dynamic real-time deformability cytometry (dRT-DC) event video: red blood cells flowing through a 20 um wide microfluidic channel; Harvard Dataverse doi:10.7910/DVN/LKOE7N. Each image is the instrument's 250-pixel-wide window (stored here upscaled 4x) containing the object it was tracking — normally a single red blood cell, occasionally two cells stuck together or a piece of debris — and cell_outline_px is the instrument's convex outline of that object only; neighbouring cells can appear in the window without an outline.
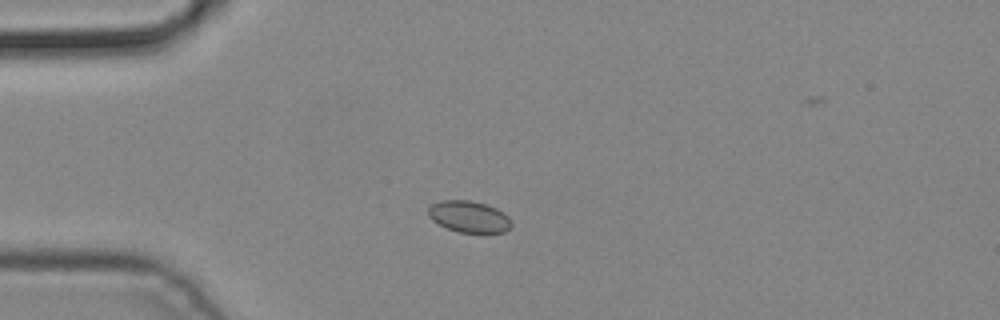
{"species": "common noctule bat (a hibernating species)", "species_latin": "Nyctalus noctula", "temperature_condition": "cold", "stored_images_in_passage": 1, "camera_frame_rate_fps": 3000, "um_per_image_px": 0.085, "animal": {"sex": "male", "body_mass_g": 19.2, "forearm_length_mm": 51.8}, "frame": {"image": 1, "passage_image": 1, "time_ms": 0.0, "image_size_px": [1000, 320], "cell_outline_px": [[512, 224], [504, 232], [456, 232], [432, 220], [428, 216], [428, 208], [432, 204], [440, 200], [468, 200], [488, 204], [504, 212], [512, 220]], "centroid_in_image_um": [39.87, 18.4], "position_along_channel_um": 45.1, "area_um2": 15.32}}